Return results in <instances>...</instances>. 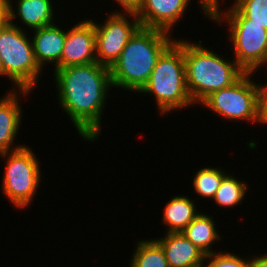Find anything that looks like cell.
Returning <instances> with one entry per match:
<instances>
[{"mask_svg": "<svg viewBox=\"0 0 267 267\" xmlns=\"http://www.w3.org/2000/svg\"><path fill=\"white\" fill-rule=\"evenodd\" d=\"M57 103L86 142L100 139L102 116L112 89L110 68L94 62L53 71Z\"/></svg>", "mask_w": 267, "mask_h": 267, "instance_id": "1", "label": "cell"}, {"mask_svg": "<svg viewBox=\"0 0 267 267\" xmlns=\"http://www.w3.org/2000/svg\"><path fill=\"white\" fill-rule=\"evenodd\" d=\"M175 39L166 31L141 27L110 67L113 88L139 92L147 83L159 56Z\"/></svg>", "mask_w": 267, "mask_h": 267, "instance_id": "2", "label": "cell"}, {"mask_svg": "<svg viewBox=\"0 0 267 267\" xmlns=\"http://www.w3.org/2000/svg\"><path fill=\"white\" fill-rule=\"evenodd\" d=\"M138 93L153 95L158 114L164 116L195 105L187 87L183 38H176L162 52L147 83Z\"/></svg>", "mask_w": 267, "mask_h": 267, "instance_id": "3", "label": "cell"}, {"mask_svg": "<svg viewBox=\"0 0 267 267\" xmlns=\"http://www.w3.org/2000/svg\"><path fill=\"white\" fill-rule=\"evenodd\" d=\"M213 51L204 47L201 39L197 43L184 40L186 81L194 104L216 90L231 86L245 73L234 59L228 60Z\"/></svg>", "mask_w": 267, "mask_h": 267, "instance_id": "4", "label": "cell"}, {"mask_svg": "<svg viewBox=\"0 0 267 267\" xmlns=\"http://www.w3.org/2000/svg\"><path fill=\"white\" fill-rule=\"evenodd\" d=\"M220 7L222 5L210 11L208 20L221 27L228 25V40L234 51L232 57L245 72L256 73L267 65V30L261 25L249 24V19L233 4L227 9L223 6L224 10Z\"/></svg>", "mask_w": 267, "mask_h": 267, "instance_id": "5", "label": "cell"}, {"mask_svg": "<svg viewBox=\"0 0 267 267\" xmlns=\"http://www.w3.org/2000/svg\"><path fill=\"white\" fill-rule=\"evenodd\" d=\"M23 28L8 20L0 26L2 76L12 81L13 89L34 91L43 70L36 62L32 40Z\"/></svg>", "mask_w": 267, "mask_h": 267, "instance_id": "6", "label": "cell"}, {"mask_svg": "<svg viewBox=\"0 0 267 267\" xmlns=\"http://www.w3.org/2000/svg\"><path fill=\"white\" fill-rule=\"evenodd\" d=\"M0 158L6 161L1 182L2 193L16 209L29 208L33 205L43 178L40 160L29 145L0 153Z\"/></svg>", "mask_w": 267, "mask_h": 267, "instance_id": "7", "label": "cell"}, {"mask_svg": "<svg viewBox=\"0 0 267 267\" xmlns=\"http://www.w3.org/2000/svg\"><path fill=\"white\" fill-rule=\"evenodd\" d=\"M254 74L245 72L231 86L210 93L198 106L208 108L224 120L259 124L262 84L256 83Z\"/></svg>", "mask_w": 267, "mask_h": 267, "instance_id": "8", "label": "cell"}, {"mask_svg": "<svg viewBox=\"0 0 267 267\" xmlns=\"http://www.w3.org/2000/svg\"><path fill=\"white\" fill-rule=\"evenodd\" d=\"M105 21L98 23L90 19L95 27L96 59L101 65L111 67L134 34L142 27L134 12L108 13Z\"/></svg>", "mask_w": 267, "mask_h": 267, "instance_id": "9", "label": "cell"}, {"mask_svg": "<svg viewBox=\"0 0 267 267\" xmlns=\"http://www.w3.org/2000/svg\"><path fill=\"white\" fill-rule=\"evenodd\" d=\"M97 62L96 35L93 22L85 18L66 29L61 68Z\"/></svg>", "mask_w": 267, "mask_h": 267, "instance_id": "10", "label": "cell"}, {"mask_svg": "<svg viewBox=\"0 0 267 267\" xmlns=\"http://www.w3.org/2000/svg\"><path fill=\"white\" fill-rule=\"evenodd\" d=\"M190 4L191 0H142L135 14L142 27L163 30L173 35V28L188 13Z\"/></svg>", "mask_w": 267, "mask_h": 267, "instance_id": "11", "label": "cell"}, {"mask_svg": "<svg viewBox=\"0 0 267 267\" xmlns=\"http://www.w3.org/2000/svg\"><path fill=\"white\" fill-rule=\"evenodd\" d=\"M30 90L11 89L0 97V153L13 151L25 144L13 145L23 123L22 98L31 94ZM21 96V97H20ZM22 122V123H21Z\"/></svg>", "mask_w": 267, "mask_h": 267, "instance_id": "12", "label": "cell"}, {"mask_svg": "<svg viewBox=\"0 0 267 267\" xmlns=\"http://www.w3.org/2000/svg\"><path fill=\"white\" fill-rule=\"evenodd\" d=\"M66 29H62L56 23L42 28L34 29L30 32L34 56L41 69L47 67V64L54 65L53 69L61 68V56L65 43Z\"/></svg>", "mask_w": 267, "mask_h": 267, "instance_id": "13", "label": "cell"}, {"mask_svg": "<svg viewBox=\"0 0 267 267\" xmlns=\"http://www.w3.org/2000/svg\"><path fill=\"white\" fill-rule=\"evenodd\" d=\"M54 3L52 0H16V2L7 0L8 21L19 18V24L22 22L23 26H28L27 28L31 30L51 25L56 22L55 18H58L54 14L56 13Z\"/></svg>", "mask_w": 267, "mask_h": 267, "instance_id": "14", "label": "cell"}, {"mask_svg": "<svg viewBox=\"0 0 267 267\" xmlns=\"http://www.w3.org/2000/svg\"><path fill=\"white\" fill-rule=\"evenodd\" d=\"M155 240L161 245L169 267H204L206 254L182 233H165Z\"/></svg>", "mask_w": 267, "mask_h": 267, "instance_id": "15", "label": "cell"}, {"mask_svg": "<svg viewBox=\"0 0 267 267\" xmlns=\"http://www.w3.org/2000/svg\"><path fill=\"white\" fill-rule=\"evenodd\" d=\"M183 195H174L165 205L161 221L167 226L165 233H181L200 213L196 207V200ZM198 210V211H197Z\"/></svg>", "mask_w": 267, "mask_h": 267, "instance_id": "16", "label": "cell"}, {"mask_svg": "<svg viewBox=\"0 0 267 267\" xmlns=\"http://www.w3.org/2000/svg\"><path fill=\"white\" fill-rule=\"evenodd\" d=\"M214 217L210 214L200 213L181 232L193 245L197 246L206 255L213 254L217 250L213 249V244L223 240L219 230H216ZM215 250V251H214Z\"/></svg>", "mask_w": 267, "mask_h": 267, "instance_id": "17", "label": "cell"}, {"mask_svg": "<svg viewBox=\"0 0 267 267\" xmlns=\"http://www.w3.org/2000/svg\"><path fill=\"white\" fill-rule=\"evenodd\" d=\"M137 243L129 267H169L161 245L155 239H141Z\"/></svg>", "mask_w": 267, "mask_h": 267, "instance_id": "18", "label": "cell"}, {"mask_svg": "<svg viewBox=\"0 0 267 267\" xmlns=\"http://www.w3.org/2000/svg\"><path fill=\"white\" fill-rule=\"evenodd\" d=\"M248 183L244 180L241 181L234 174L230 172L223 178L220 187L215 193L214 201L221 208L232 207V209L237 205L241 206L242 201L245 200V197L249 190ZM241 204V205H240Z\"/></svg>", "mask_w": 267, "mask_h": 267, "instance_id": "19", "label": "cell"}, {"mask_svg": "<svg viewBox=\"0 0 267 267\" xmlns=\"http://www.w3.org/2000/svg\"><path fill=\"white\" fill-rule=\"evenodd\" d=\"M229 171L223 170L221 167L206 166L200 168L192 177V188L199 197L208 199L214 198L216 191L220 187L223 178Z\"/></svg>", "mask_w": 267, "mask_h": 267, "instance_id": "20", "label": "cell"}, {"mask_svg": "<svg viewBox=\"0 0 267 267\" xmlns=\"http://www.w3.org/2000/svg\"><path fill=\"white\" fill-rule=\"evenodd\" d=\"M232 4L249 19V24L261 25L267 30V0H234Z\"/></svg>", "mask_w": 267, "mask_h": 267, "instance_id": "21", "label": "cell"}, {"mask_svg": "<svg viewBox=\"0 0 267 267\" xmlns=\"http://www.w3.org/2000/svg\"><path fill=\"white\" fill-rule=\"evenodd\" d=\"M230 251H217L205 256L204 267H250L248 256L241 257ZM247 258V259H246Z\"/></svg>", "mask_w": 267, "mask_h": 267, "instance_id": "22", "label": "cell"}, {"mask_svg": "<svg viewBox=\"0 0 267 267\" xmlns=\"http://www.w3.org/2000/svg\"><path fill=\"white\" fill-rule=\"evenodd\" d=\"M267 82L262 84L260 93V122L259 125L265 124L267 126Z\"/></svg>", "mask_w": 267, "mask_h": 267, "instance_id": "23", "label": "cell"}, {"mask_svg": "<svg viewBox=\"0 0 267 267\" xmlns=\"http://www.w3.org/2000/svg\"><path fill=\"white\" fill-rule=\"evenodd\" d=\"M116 2L122 9L120 12H134L136 13L141 6L142 0H112ZM122 10V11H121Z\"/></svg>", "mask_w": 267, "mask_h": 267, "instance_id": "24", "label": "cell"}, {"mask_svg": "<svg viewBox=\"0 0 267 267\" xmlns=\"http://www.w3.org/2000/svg\"><path fill=\"white\" fill-rule=\"evenodd\" d=\"M221 1L222 0H198L201 13L204 14L205 18H210V11L218 5L221 6Z\"/></svg>", "mask_w": 267, "mask_h": 267, "instance_id": "25", "label": "cell"}, {"mask_svg": "<svg viewBox=\"0 0 267 267\" xmlns=\"http://www.w3.org/2000/svg\"><path fill=\"white\" fill-rule=\"evenodd\" d=\"M259 255V256H258ZM252 258L249 257L250 267H267V253L258 254L255 256L252 255Z\"/></svg>", "mask_w": 267, "mask_h": 267, "instance_id": "26", "label": "cell"}, {"mask_svg": "<svg viewBox=\"0 0 267 267\" xmlns=\"http://www.w3.org/2000/svg\"><path fill=\"white\" fill-rule=\"evenodd\" d=\"M7 10V0H0V26L8 20Z\"/></svg>", "mask_w": 267, "mask_h": 267, "instance_id": "27", "label": "cell"}, {"mask_svg": "<svg viewBox=\"0 0 267 267\" xmlns=\"http://www.w3.org/2000/svg\"><path fill=\"white\" fill-rule=\"evenodd\" d=\"M0 77H2V61H1V57H0Z\"/></svg>", "mask_w": 267, "mask_h": 267, "instance_id": "28", "label": "cell"}]
</instances>
